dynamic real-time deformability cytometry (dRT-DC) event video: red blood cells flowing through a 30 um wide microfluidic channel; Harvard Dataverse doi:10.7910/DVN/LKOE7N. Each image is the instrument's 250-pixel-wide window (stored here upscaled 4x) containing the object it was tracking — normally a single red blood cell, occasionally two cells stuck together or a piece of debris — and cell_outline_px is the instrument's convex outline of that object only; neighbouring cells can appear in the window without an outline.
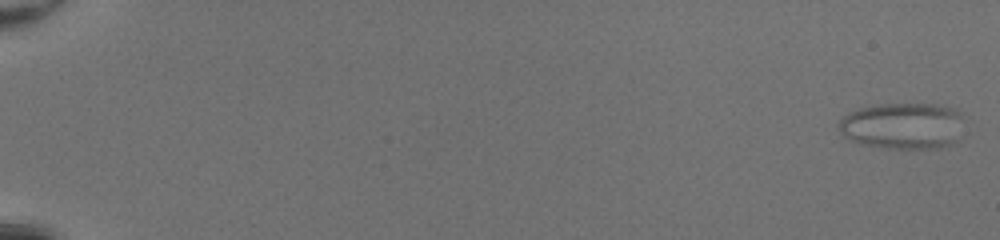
{"species": "common noctule bat (a hibernating species)", "species_latin": "Nyctalus noctula", "temperature_condition": "room temperature", "stored_images_in_passage": 51, "camera_frame_rate_fps": 3000, "um_per_image_px": 0.085, "animal": {"sex": "female", "body_mass_g": 20.0, "forearm_length_mm": 54.0}, "frame": {"image": 1, "passage_image": 1, "time_ms": 0.0, "image_size_px": [1000, 240], "cell_outline_px": [[960, 140], [952, 144], [940, 148], [888, 148], [860, 144], [844, 136], [840, 132], [836, 124], [848, 112], [860, 108], [880, 104], [936, 104], [956, 108], [960, 112]], "centroid_in_image_um": [76.73, 10.7], "position_along_channel_um": 8.3, "area_um2": 34.1}}
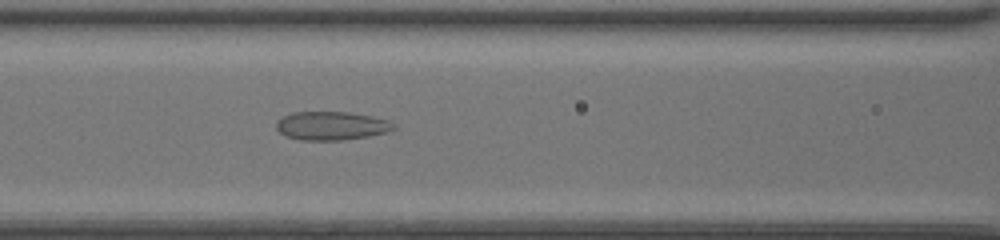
{"frame": {"image": 2, "passage_image": 25, "time_ms": 8.0, "image_size_px": [1000, 240], "cell_outline_px": [[396, 128], [388, 132], [368, 136], [344, 140], [300, 140], [288, 136], [280, 132], [276, 128], [276, 120], [292, 112], [348, 112], [372, 116], [388, 120], [396, 124]], "centroid_in_image_um": [28.2, 10.69], "position_along_channel_um": 138.4, "area_um2": 19.59}}
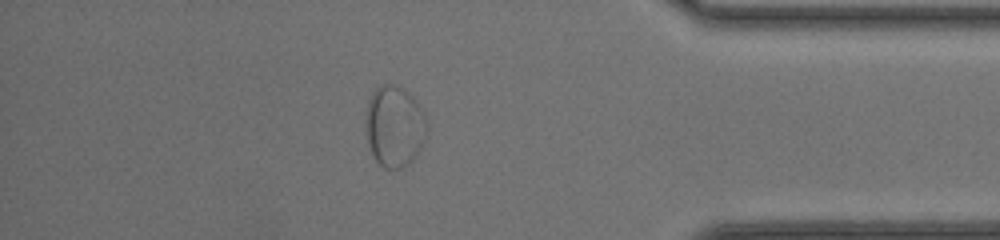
{"frame": {"image": 3, "passage_image": 45, "time_ms": 14.667, "image_size_px": [1000, 240], "cell_outline_px": [[428, 132], [416, 156], [408, 164], [400, 168], [384, 168], [372, 156], [368, 144], [364, 128], [364, 112], [368, 100], [372, 92], [380, 84], [396, 84], [404, 88], [420, 104], [428, 120]], "centroid_in_image_um": [33.51, 10.7], "position_along_channel_um": 401.7, "area_um2": 29.88}}